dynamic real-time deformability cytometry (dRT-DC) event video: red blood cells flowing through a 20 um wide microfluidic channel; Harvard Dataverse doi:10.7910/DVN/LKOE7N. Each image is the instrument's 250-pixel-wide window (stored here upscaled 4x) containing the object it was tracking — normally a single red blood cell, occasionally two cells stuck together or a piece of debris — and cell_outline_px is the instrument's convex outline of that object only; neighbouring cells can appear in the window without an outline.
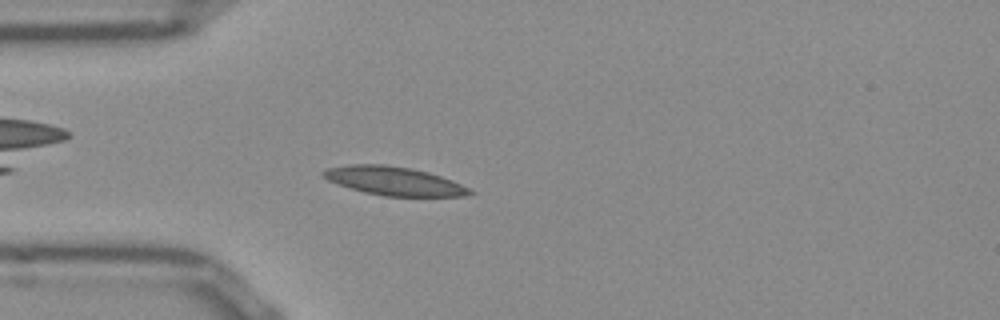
{"species": "Egyptian fruit bat (a non-hibernating species)", "species_latin": "Rousettus aegyptiacus", "temperature_condition": "room temperature", "stored_images_in_passage": 43, "camera_frame_rate_fps": 3000, "um_per_image_px": 0.085, "frame": {"image": 1, "passage_image": 5, "time_ms": 1.333, "image_size_px": [1000, 320], "cell_outline_px": [[476, 192], [464, 196], [384, 196], [364, 192], [328, 180], [320, 172], [328, 168], [348, 164], [384, 164], [412, 168], [428, 172], [452, 180]], "centroid_in_image_um": [33.5, 15.37], "position_along_channel_um": 51.5, "area_um2": 24.22}}
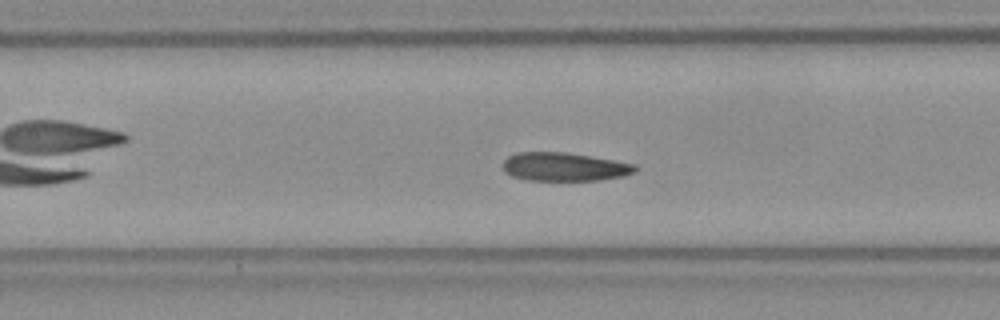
{"frame": {"image": 2, "passage_image": 14, "time_ms": 4.333, "image_size_px": [1000, 320], "cell_outline_px": [[636, 172], [624, 176], [600, 180], [528, 180], [512, 176], [504, 172], [500, 164], [508, 156], [516, 152], [564, 152], [636, 164]], "centroid_in_image_um": [47.92, 14.18], "position_along_channel_um": 159.5, "area_um2": 22.02}}
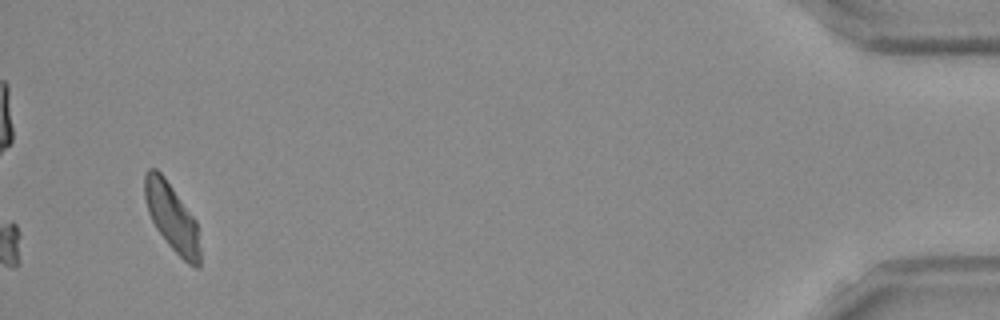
{"frame": {"image": 3, "passage_image": 41, "time_ms": 13.333, "image_size_px": [1000, 320], "cell_outline_px": [[200, 268], [196, 268], [188, 264], [168, 244], [156, 228], [148, 212], [144, 196], [144, 176], [148, 168], [156, 168], [164, 176], [196, 220], [200, 252]], "centroid_in_image_um": [14.6, 18.46], "position_along_channel_um": 420.6, "area_um2": 21.68}, "authors_computed_cell_mechanics": {"area_um2": 22.6576, "velocity_mm_per_s": 3.8254, "shape_relaxation_time_tau1_ms": 4.3055, "shape_relaxation_time_tau2_ms": 2.5818, "deformation_change_tau1": 0.1115, "deformation_change_tau2": 0.0847}}